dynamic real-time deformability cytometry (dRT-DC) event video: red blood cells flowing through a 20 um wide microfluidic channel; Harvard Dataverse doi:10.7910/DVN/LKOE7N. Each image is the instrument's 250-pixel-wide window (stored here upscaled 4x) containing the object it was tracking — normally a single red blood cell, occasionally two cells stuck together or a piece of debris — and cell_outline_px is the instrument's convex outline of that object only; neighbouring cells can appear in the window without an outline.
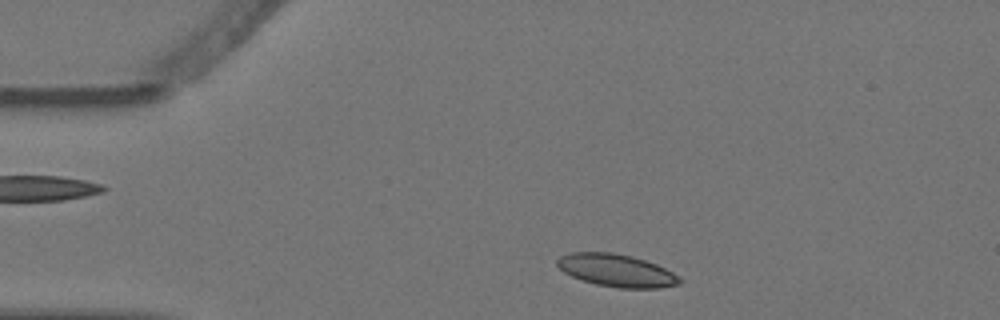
{"species": "Egyptian fruit bat (a non-hibernating species)", "species_latin": "Rousettus aegyptiacus", "temperature_condition": "warm", "stored_images_in_passage": 5, "camera_frame_rate_fps": 3000, "um_per_image_px": 0.085, "animal": {"sex": "female"}, "frame": {"image": 1, "passage_image": 5, "time_ms": 1.333, "image_size_px": [1000, 320], "cell_outline_px": [[680, 284], [660, 288], [620, 288], [596, 284], [580, 280], [564, 272], [556, 264], [556, 260], [560, 256], [568, 252], [612, 252], [632, 256], [656, 264], [672, 272], [680, 280]], "centroid_in_image_um": [52.35, 22.98], "position_along_channel_um": 32.6, "area_um2": 23.18}}